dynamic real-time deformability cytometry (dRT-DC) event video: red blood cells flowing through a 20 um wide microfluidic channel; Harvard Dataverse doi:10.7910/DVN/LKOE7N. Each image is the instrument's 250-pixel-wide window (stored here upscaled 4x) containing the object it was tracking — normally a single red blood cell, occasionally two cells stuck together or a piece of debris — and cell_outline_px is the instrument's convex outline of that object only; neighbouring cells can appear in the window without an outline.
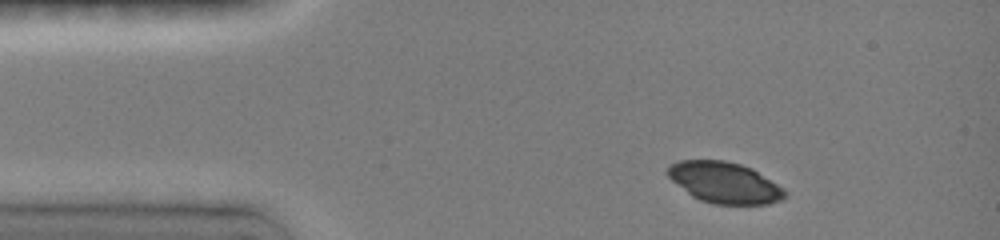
{"species": "common noctule bat (a hibernating species)", "species_latin": "Nyctalus noctula", "temperature_condition": "room temperature", "stored_images_in_passage": 3, "camera_frame_rate_fps": 3000, "um_per_image_px": 0.085, "animal": {"sex": "female", "body_mass_g": 19.0, "forearm_length_mm": 51.5}, "frame": {"image": 1, "passage_image": 1, "time_ms": 0.0, "image_size_px": [1000, 240], "cell_outline_px": [[788, 192], [780, 200], [768, 204], [712, 204], [700, 200], [692, 196], [672, 180], [668, 176], [668, 168], [672, 164], [680, 160], [724, 160], [740, 164], [752, 168], [784, 188]], "centroid_in_image_um": [61.61, 15.52], "position_along_channel_um": 23.4, "area_um2": 27.86}}